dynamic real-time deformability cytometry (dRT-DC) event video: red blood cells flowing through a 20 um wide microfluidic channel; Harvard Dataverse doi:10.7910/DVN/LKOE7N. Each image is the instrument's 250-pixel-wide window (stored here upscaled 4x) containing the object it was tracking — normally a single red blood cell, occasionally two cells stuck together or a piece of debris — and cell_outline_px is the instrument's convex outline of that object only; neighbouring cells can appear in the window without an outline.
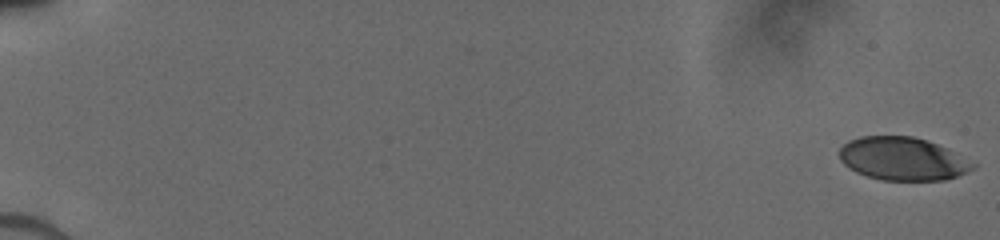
{"species": "human", "species_latin": "Homo sapiens", "temperature_condition": "cold", "stored_images_in_passage": 13, "camera_frame_rate_fps": 3000, "um_per_image_px": 0.085, "donor": {"sex": "male"}, "frame": {"image": 1, "passage_image": 1, "time_ms": 0.0, "image_size_px": [1000, 240], "cell_outline_px": [[976, 164], [972, 168], [956, 176], [944, 180], [884, 180], [868, 176], [856, 172], [848, 168], [840, 160], [840, 148], [848, 140], [860, 136], [912, 136], [928, 140]], "centroid_in_image_um": [76.65, 13.49], "position_along_channel_um": 8.3, "area_um2": 33.06}}
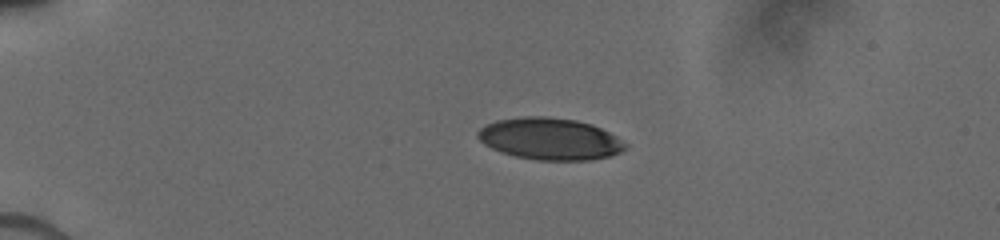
{"frame": {"image": 2, "passage_image": 8, "time_ms": 4.333, "image_size_px": [1000, 240], "cell_outline_px": [[628, 148], [620, 152], [608, 156], [588, 160], [536, 160], [516, 156], [500, 152], [484, 144], [476, 136], [476, 132], [480, 128], [496, 120], [524, 116], [548, 116], [576, 120], [592, 124], [616, 136], [628, 144]], "centroid_in_image_um": [46.74, 11.8], "position_along_channel_um": 38.3, "area_um2": 36.07}}
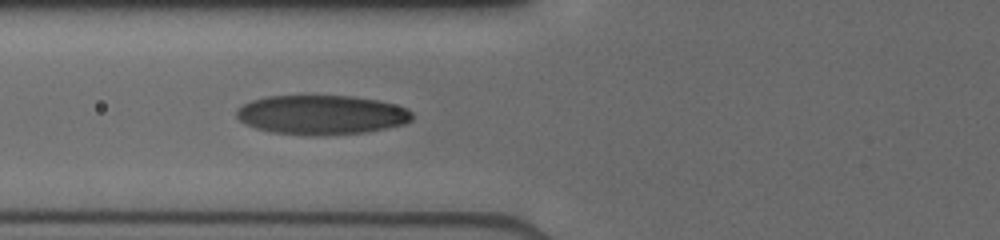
{"frame": {"image": 3, "passage_image": 13, "time_ms": 7.333, "image_size_px": [1000, 240], "cell_outline_px": [[412, 120], [404, 124], [364, 132], [316, 136], [308, 136], [272, 132], [256, 128], [244, 124], [236, 116], [236, 112], [244, 104], [252, 100], [268, 96], [348, 96], [376, 100], [392, 104], [404, 108], [412, 112]], "centroid_in_image_um": [27.29, 9.77], "position_along_channel_um": 98.5, "area_um2": 40.0}}